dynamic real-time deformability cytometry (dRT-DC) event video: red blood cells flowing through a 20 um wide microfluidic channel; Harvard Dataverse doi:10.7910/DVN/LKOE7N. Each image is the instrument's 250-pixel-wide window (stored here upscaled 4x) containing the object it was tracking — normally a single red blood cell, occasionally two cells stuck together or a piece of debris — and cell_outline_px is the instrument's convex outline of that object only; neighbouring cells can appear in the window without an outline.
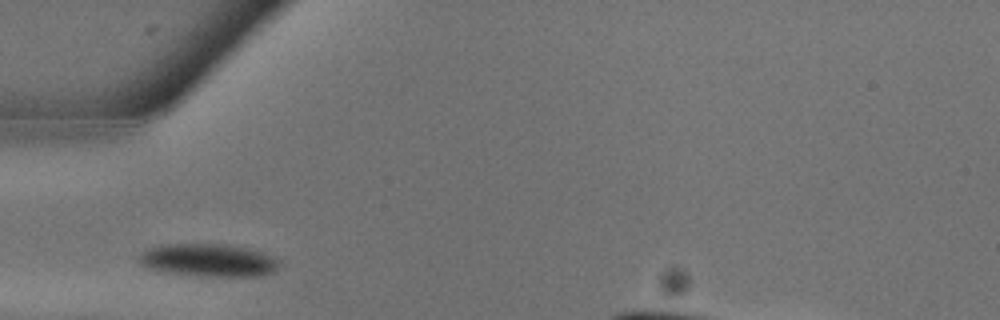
{"species": "common noctule bat (a hibernating species)", "species_latin": "Nyctalus noctula", "temperature_condition": "warm", "stored_images_in_passage": 13, "camera_frame_rate_fps": 3000, "um_per_image_px": 0.085, "animal": {"sex": "male", "body_mass_g": 13.3}, "frame": {"image": 1, "passage_image": 2, "time_ms": 0.333, "image_size_px": [1000, 320], "cell_outline_px": [[280, 264], [272, 272], [260, 276], [204, 276], [164, 272], [144, 268], [136, 260], [136, 256], [140, 252], [156, 244], [228, 244], [264, 252], [280, 260]], "centroid_in_image_um": [17.63, 22.11], "position_along_channel_um": 67.4, "area_um2": 27.34}}
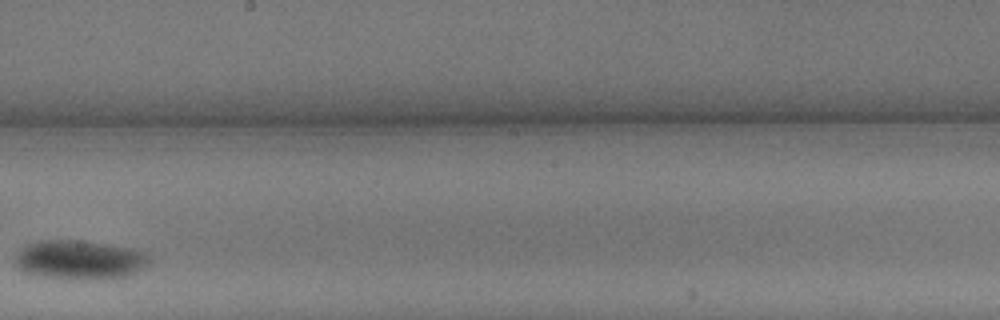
{"frame": {"image": 2, "passage_image": 9, "time_ms": 2.667, "image_size_px": [1000, 320], "cell_outline_px": [[148, 264], [124, 276], [52, 276], [24, 272], [16, 264], [16, 252], [28, 244], [36, 240], [76, 240], [132, 248], [144, 252], [148, 256]], "centroid_in_image_um": [6.71, 22.0], "position_along_channel_um": 241.5, "area_um2": 28.73}}
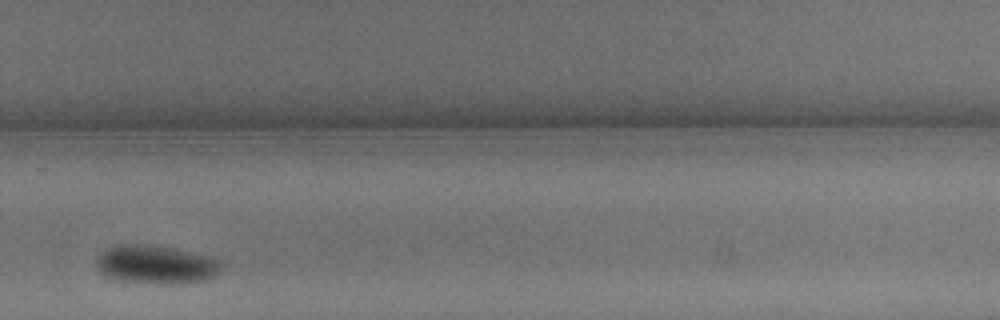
{"frame": {"image": 3, "passage_image": 12, "time_ms": 3.667, "image_size_px": [1000, 320], "cell_outline_px": [[224, 264], [216, 276], [204, 280], [120, 280], [108, 276], [96, 264], [96, 260], [100, 252], [116, 244], [144, 244], [172, 248], [212, 256], [224, 260]], "centroid_in_image_um": [13.31, 22.39], "position_along_channel_um": 316.5, "area_um2": 26.76}}